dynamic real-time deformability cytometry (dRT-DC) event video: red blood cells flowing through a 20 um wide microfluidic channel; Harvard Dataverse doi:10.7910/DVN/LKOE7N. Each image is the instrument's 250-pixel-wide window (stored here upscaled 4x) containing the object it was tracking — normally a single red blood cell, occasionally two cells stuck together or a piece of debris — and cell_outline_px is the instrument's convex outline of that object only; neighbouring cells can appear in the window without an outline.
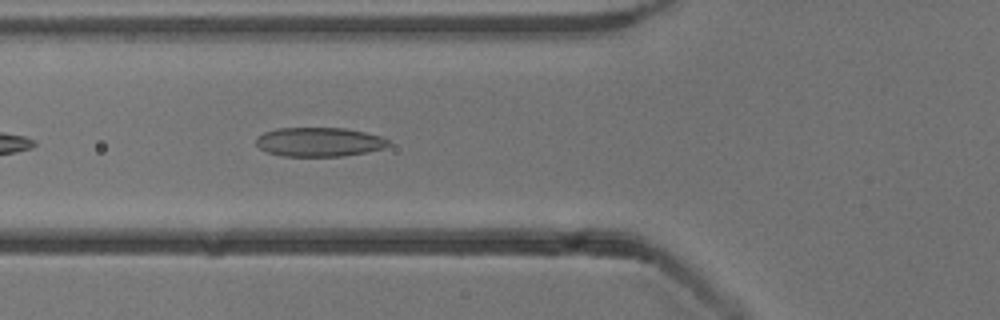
{"species": "common noctule bat (a hibernating species)", "species_latin": "Nyctalus noctula", "temperature_condition": "cold", "stored_images_in_passage": 21, "camera_frame_rate_fps": 3000, "um_per_image_px": 0.085, "animal": {"sex": "male", "body_mass_g": 13.3}, "frame": {"image": 1, "passage_image": 5, "time_ms": 1.333, "image_size_px": [1000, 320], "cell_outline_px": [[388, 144], [384, 148], [344, 156], [280, 156], [268, 152], [260, 148], [256, 144], [256, 140], [264, 132], [276, 128], [344, 128], [364, 132], [380, 136], [388, 140]], "centroid_in_image_um": [27.1, 12.07], "position_along_channel_um": 98.7, "area_um2": 22.25}}
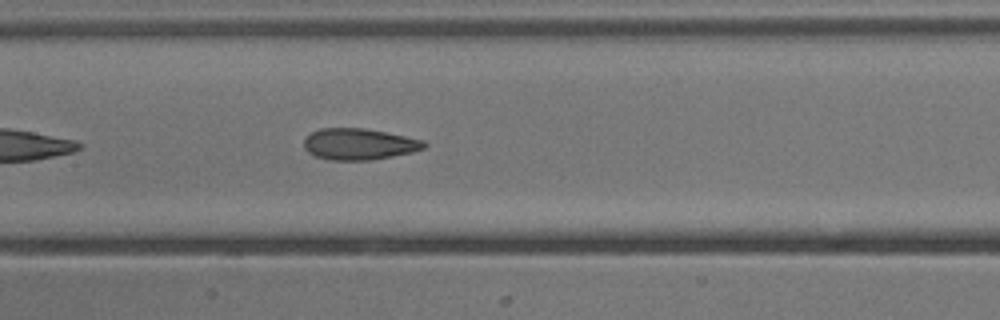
{"frame": {"image": 2, "passage_image": 11, "time_ms": 3.333, "image_size_px": [1000, 320], "cell_outline_px": [[428, 144], [424, 148], [412, 152], [372, 160], [328, 160], [316, 156], [308, 152], [304, 148], [304, 140], [312, 132], [320, 128], [364, 128], [424, 140]], "centroid_in_image_um": [30.51, 12.25], "position_along_channel_um": 176.9, "area_um2": 21.85}}
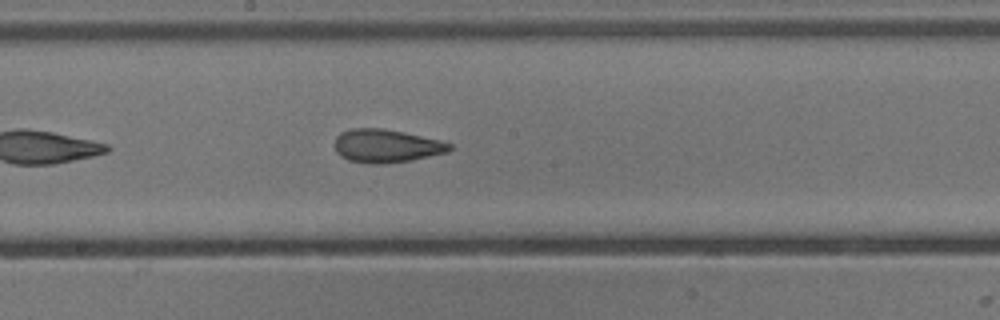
{"frame": {"image": 3, "passage_image": 14, "time_ms": 4.333, "image_size_px": [1000, 320], "cell_outline_px": [[452, 148], [448, 152], [412, 160], [384, 164], [372, 164], [348, 160], [340, 156], [336, 152], [336, 136], [340, 132], [352, 128], [380, 128], [404, 132], [440, 140], [452, 144]], "centroid_in_image_um": [32.84, 12.41], "position_along_channel_um": 215.4, "area_um2": 22.31}}